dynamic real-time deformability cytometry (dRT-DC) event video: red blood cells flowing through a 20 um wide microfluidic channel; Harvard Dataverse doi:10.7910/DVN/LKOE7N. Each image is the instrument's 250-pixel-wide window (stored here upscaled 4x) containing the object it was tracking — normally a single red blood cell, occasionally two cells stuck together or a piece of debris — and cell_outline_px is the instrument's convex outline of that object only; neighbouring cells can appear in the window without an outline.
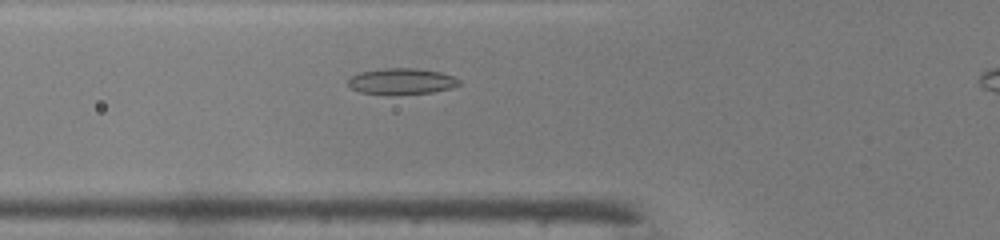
{"species": "common noctule bat (a hibernating species)", "species_latin": "Nyctalus noctula", "temperature_condition": "warm", "stored_images_in_passage": 34, "camera_frame_rate_fps": 3000, "um_per_image_px": 0.085, "animal": {"sex": "male", "body_mass_g": 19.0, "forearm_length_mm": 50.8}, "frame": {"image": 1, "passage_image": 8, "time_ms": 2.333, "image_size_px": [1000, 240], "cell_outline_px": [[460, 84], [452, 88], [432, 92], [360, 92], [352, 88], [348, 84], [348, 80], [352, 76], [360, 72], [384, 68], [416, 68], [440, 72], [456, 76], [460, 80]], "centroid_in_image_um": [34.2, 6.86], "position_along_channel_um": 91.6, "area_um2": 16.18}}
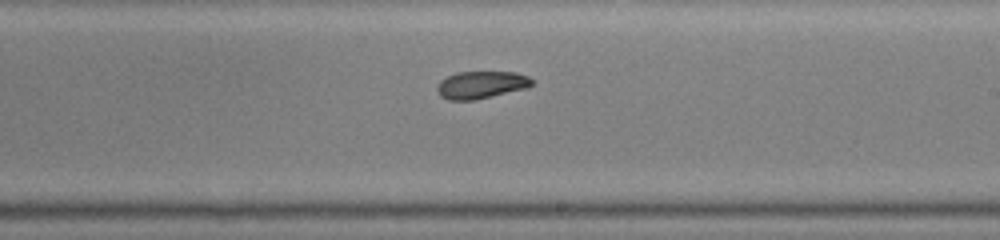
{"frame": {"image": 2, "passage_image": 19, "time_ms": 6.0, "image_size_px": [1000, 240], "cell_outline_px": [[532, 84], [528, 88], [476, 100], [448, 100], [440, 96], [436, 88], [436, 84], [440, 80], [456, 72], [516, 72], [528, 76], [532, 80]], "centroid_in_image_um": [40.88, 7.21], "position_along_channel_um": 248.1, "area_um2": 15.32}}
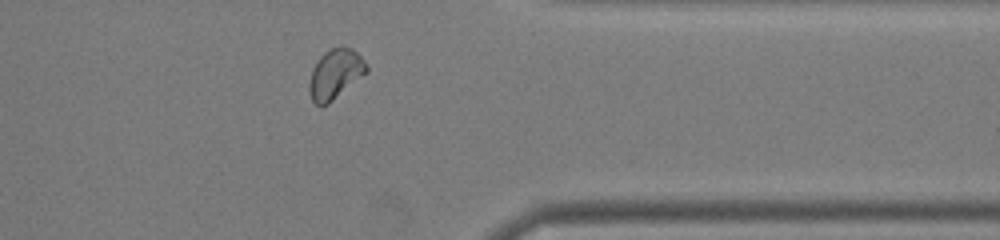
{"frame": {"image": 3, "passage_image": 29, "time_ms": 9.333, "image_size_px": [1000, 240], "cell_outline_px": [[368, 72], [328, 104], [320, 108], [312, 100], [308, 88], [308, 84], [312, 68], [316, 60], [324, 52], [340, 44], [352, 48], [364, 60], [368, 68]], "centroid_in_image_um": [28.48, 6.28], "position_along_channel_um": 382.9, "area_um2": 16.94}, "authors_computed_cell_mechanics": {"area_um2": 16.1262, "velocity_mm_per_s": 4.2801, "shape_relaxation_time_tau1_ms": 7.3671, "shape_relaxation_time_tau2_ms": 2.2843, "deformation_change_tau1": 0.1492, "deformation_change_tau2": 0.0626}}